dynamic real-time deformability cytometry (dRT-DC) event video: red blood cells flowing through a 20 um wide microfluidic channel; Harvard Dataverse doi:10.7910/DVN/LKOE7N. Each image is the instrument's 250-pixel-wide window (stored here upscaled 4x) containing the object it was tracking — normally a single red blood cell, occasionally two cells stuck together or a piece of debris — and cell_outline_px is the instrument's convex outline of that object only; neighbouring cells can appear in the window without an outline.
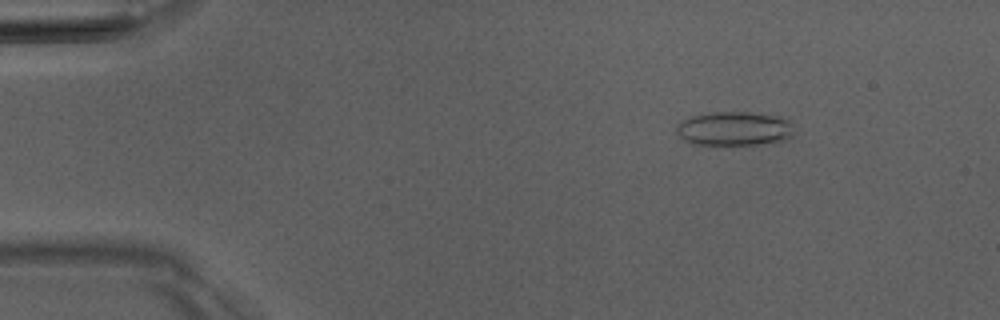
{"species": "Egyptian fruit bat (a non-hibernating species)", "species_latin": "Rousettus aegyptiacus", "temperature_condition": "room temperature", "stored_images_in_passage": 4, "camera_frame_rate_fps": 3000, "um_per_image_px": 0.085, "animal": {"sex": "male"}, "frame": {"image": 1, "passage_image": 2, "time_ms": 1.333, "image_size_px": [1000, 320], "cell_outline_px": [[792, 132], [784, 140], [772, 144], [688, 144], [676, 132], [676, 124], [680, 120], [688, 116], [712, 112], [744, 112], [788, 116]], "centroid_in_image_um": [62.38, 10.92], "position_along_channel_um": 22.6, "area_um2": 23.7}}